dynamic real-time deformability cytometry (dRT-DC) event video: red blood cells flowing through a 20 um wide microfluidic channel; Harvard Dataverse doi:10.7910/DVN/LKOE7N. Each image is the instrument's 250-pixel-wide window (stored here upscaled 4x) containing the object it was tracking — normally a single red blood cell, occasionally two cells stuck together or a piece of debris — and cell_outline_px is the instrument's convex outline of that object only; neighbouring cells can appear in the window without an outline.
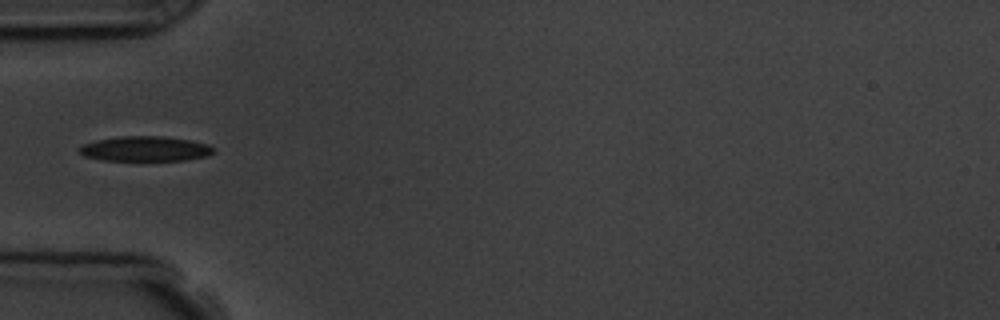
{"species": "common noctule bat (a hibernating species)", "species_latin": "Nyctalus noctula", "temperature_condition": "room temperature", "stored_images_in_passage": 6, "camera_frame_rate_fps": 3000, "um_per_image_px": 0.085, "animal": {"sex": "male", "body_mass_g": 19.5, "forearm_length_mm": 54.6}, "frame": {"image": 1, "passage_image": 6, "time_ms": 5.667, "image_size_px": [1000, 320], "cell_outline_px": [[212, 152], [208, 156], [184, 160], [104, 160], [84, 156], [80, 152], [80, 144], [96, 140], [120, 136], [164, 136], [192, 140], [208, 144], [212, 148]], "centroid_in_image_um": [12.33, 12.63], "position_along_channel_um": 72.7, "area_um2": 19.48}}